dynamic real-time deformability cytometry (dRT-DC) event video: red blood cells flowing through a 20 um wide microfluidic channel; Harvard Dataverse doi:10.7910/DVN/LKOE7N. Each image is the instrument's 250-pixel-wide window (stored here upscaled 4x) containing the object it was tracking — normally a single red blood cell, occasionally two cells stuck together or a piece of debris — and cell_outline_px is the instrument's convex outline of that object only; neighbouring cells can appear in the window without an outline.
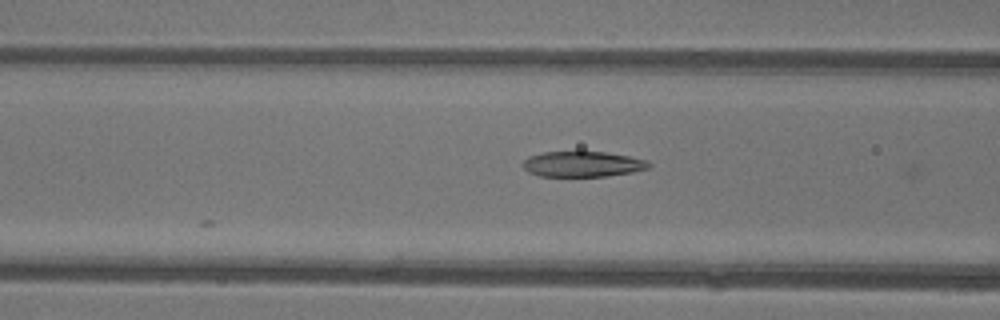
{"species": "common noctule bat (a hibernating species)", "species_latin": "Nyctalus noctula", "temperature_condition": "warm", "stored_images_in_passage": 7, "camera_frame_rate_fps": 3000, "um_per_image_px": 0.085, "animal": {"sex": "female"}, "frame": {"image": 1, "passage_image": 7, "time_ms": 2.0, "image_size_px": [1000, 320], "cell_outline_px": [[652, 164], [648, 168], [632, 172], [604, 176], [540, 176], [528, 172], [520, 164], [528, 156], [544, 152], [604, 152], [628, 156], [648, 160]], "centroid_in_image_um": [49.5, 13.95], "position_along_channel_um": 117.1, "area_um2": 18.67}}